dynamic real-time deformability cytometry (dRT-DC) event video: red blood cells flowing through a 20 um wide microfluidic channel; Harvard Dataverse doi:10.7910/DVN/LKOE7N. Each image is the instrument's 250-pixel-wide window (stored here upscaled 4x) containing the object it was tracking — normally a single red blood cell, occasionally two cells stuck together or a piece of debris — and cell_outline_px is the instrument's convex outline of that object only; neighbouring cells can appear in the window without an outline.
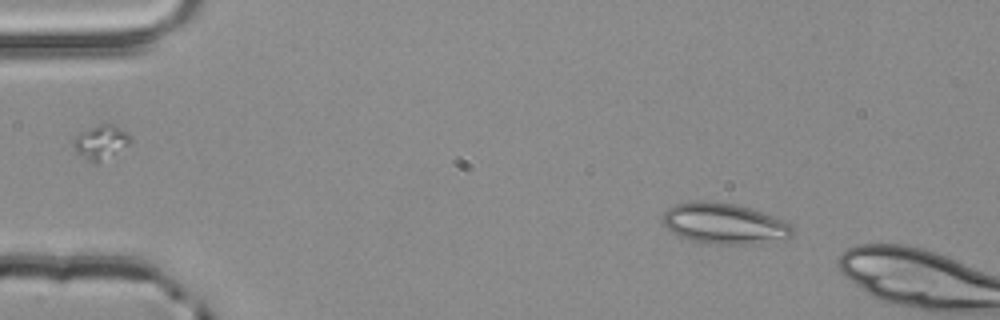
{"species": "common noctule bat (a hibernating species)", "species_latin": "Nyctalus noctula", "temperature_condition": "room temperature", "stored_images_in_passage": 2, "camera_frame_rate_fps": 3000, "um_per_image_px": 0.085, "animal": {"sex": "male", "body_mass_g": 20.4}, "frame": {"image": 1, "passage_image": 1, "time_ms": 0.0, "image_size_px": [1000, 320], "cell_outline_px": [[792, 236], [760, 244], [712, 244], [692, 240], [680, 236], [672, 232], [660, 220], [660, 216], [668, 208], [676, 204], [692, 200], [704, 200], [736, 204], [784, 220], [792, 224]], "centroid_in_image_um": [61.52, 18.99], "position_along_channel_um": 23.5, "area_um2": 30.92}}